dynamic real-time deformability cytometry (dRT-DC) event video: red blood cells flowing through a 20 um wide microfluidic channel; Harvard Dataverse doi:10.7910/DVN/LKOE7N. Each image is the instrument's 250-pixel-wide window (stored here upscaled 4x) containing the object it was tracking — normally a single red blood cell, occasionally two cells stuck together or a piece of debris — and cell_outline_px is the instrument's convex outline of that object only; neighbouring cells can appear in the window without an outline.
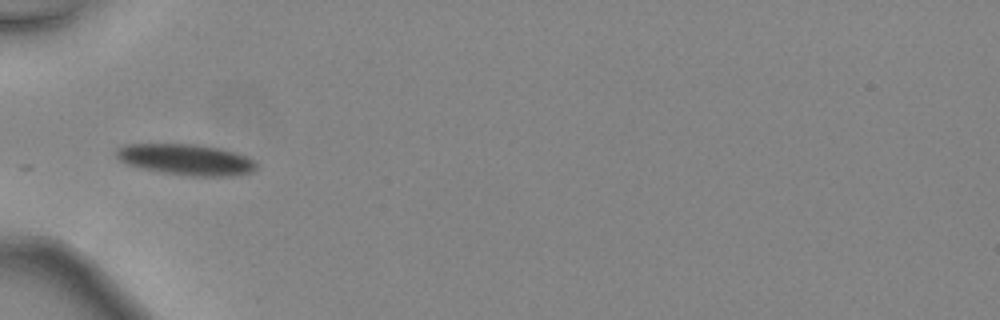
{"species": "common noctule bat (a hibernating species)", "species_latin": "Nyctalus noctula", "temperature_condition": "warm", "stored_images_in_passage": 18, "camera_frame_rate_fps": 3000, "um_per_image_px": 0.085, "animal": {"sex": "female", "body_mass_g": 24.6, "forearm_length_mm": 56.2}, "frame": {"image": 1, "passage_image": 1, "time_ms": 0.0, "image_size_px": [1000, 320], "cell_outline_px": [[256, 168], [252, 172], [236, 176], [188, 176], [160, 172], [140, 168], [124, 164], [116, 156], [116, 148], [128, 144], [196, 144], [220, 148], [248, 156], [256, 164]], "centroid_in_image_um": [15.8, 13.57], "position_along_channel_um": 69.2, "area_um2": 25.55}}
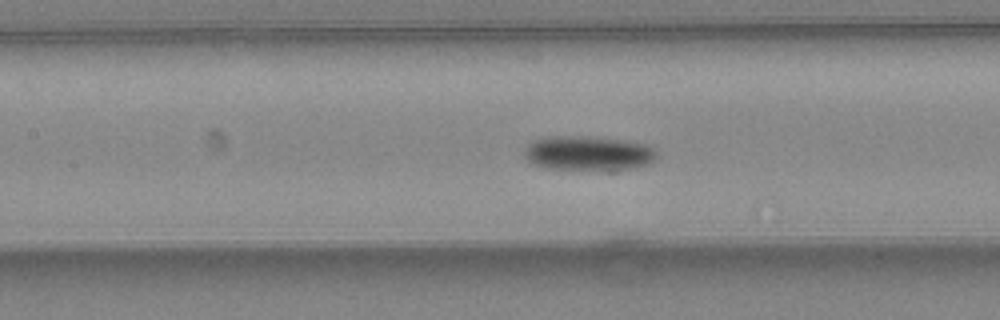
{"frame": {"image": 2, "passage_image": 7, "time_ms": 2.0, "image_size_px": [1000, 320], "cell_outline_px": [[656, 156], [648, 164], [616, 172], [604, 172], [544, 168], [532, 164], [524, 156], [524, 148], [532, 140], [548, 136], [584, 136], [624, 140], [648, 144], [656, 152]], "centroid_in_image_um": [49.97, 13.06], "position_along_channel_um": 157.4, "area_um2": 27.63}}
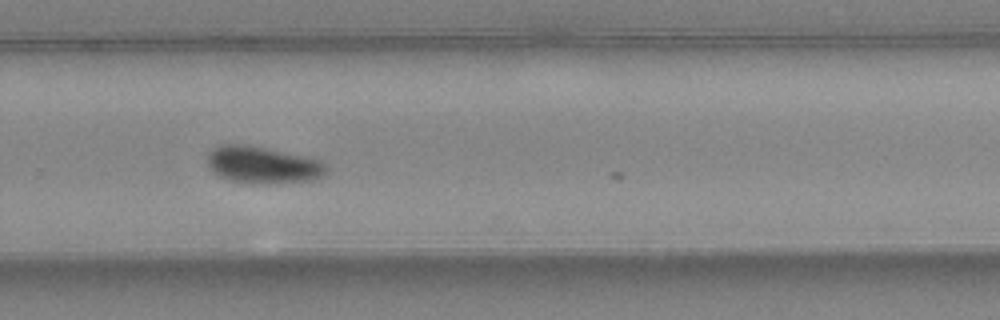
{"frame": {"image": 3, "passage_image": 17, "time_ms": 5.333, "image_size_px": [1000, 320], "cell_outline_px": [[328, 168], [320, 176], [312, 180], [268, 184], [244, 184], [228, 180], [220, 176], [208, 164], [208, 152], [212, 148], [220, 144], [248, 144], [304, 156], [320, 160]], "centroid_in_image_um": [22.29, 14.02], "position_along_channel_um": 307.5, "area_um2": 25.72}}